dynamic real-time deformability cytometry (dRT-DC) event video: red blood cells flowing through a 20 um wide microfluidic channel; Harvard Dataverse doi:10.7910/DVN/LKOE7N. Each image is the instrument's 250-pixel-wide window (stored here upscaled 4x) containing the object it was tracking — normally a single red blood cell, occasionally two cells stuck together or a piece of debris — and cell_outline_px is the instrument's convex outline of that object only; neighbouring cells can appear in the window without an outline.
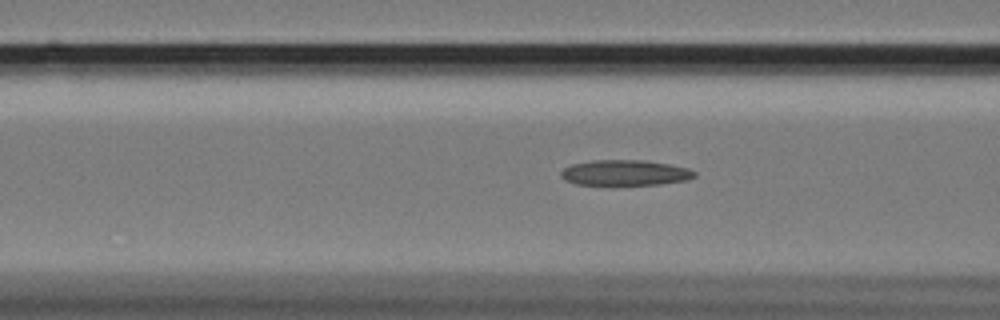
{"species": "Egyptian fruit bat (a non-hibernating species)", "species_latin": "Rousettus aegyptiacus", "temperature_condition": "cold", "stored_images_in_passage": 49, "camera_frame_rate_fps": 3000, "um_per_image_px": 0.085, "animal": {"sex": "female"}, "frame": {"image": 1, "passage_image": 23, "time_ms": 7.333, "image_size_px": [1000, 320], "cell_outline_px": [[696, 176], [688, 180], [660, 184], [612, 188], [608, 188], [576, 184], [564, 180], [560, 176], [560, 172], [564, 168], [572, 164], [592, 160], [644, 160], [668, 164], [688, 168], [696, 172]], "centroid_in_image_um": [53.08, 14.74], "position_along_channel_um": 113.5, "area_um2": 21.04}}
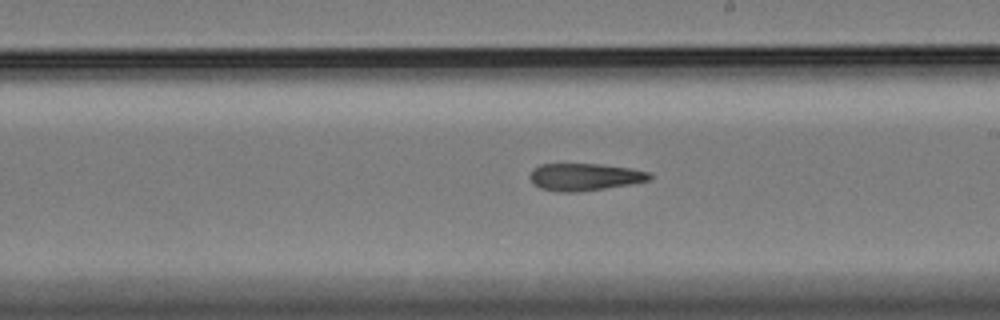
{"frame": {"image": 2, "passage_image": 34, "time_ms": 11.0, "image_size_px": [1000, 320], "cell_outline_px": [[652, 176], [648, 180], [628, 184], [604, 188], [576, 192], [560, 192], [540, 188], [532, 184], [528, 176], [532, 168], [540, 164], [600, 164], [632, 168], [652, 172]], "centroid_in_image_um": [49.65, 15.03], "position_along_channel_um": 239.4, "area_um2": 19.13}}
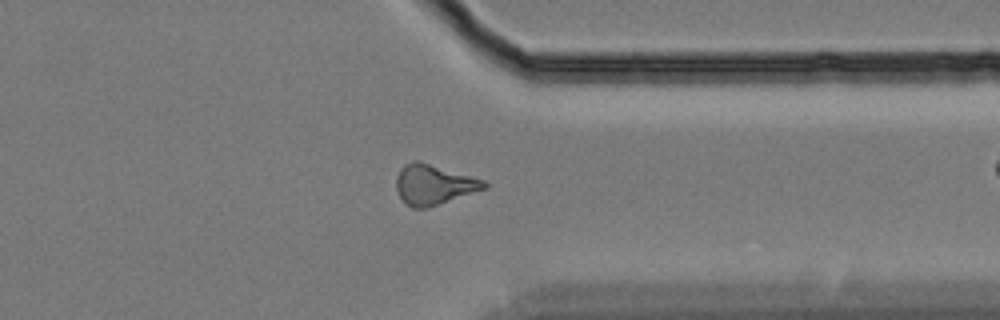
{"frame": {"image": 3, "passage_image": 46, "time_ms": 15.0, "image_size_px": [1000, 320], "cell_outline_px": [[488, 188], [428, 208], [412, 208], [400, 196], [396, 188], [396, 176], [400, 168], [404, 164], [412, 160], [420, 160], [484, 180], [488, 184]], "centroid_in_image_um": [36.87, 15.67], "position_along_channel_um": 374.5, "area_um2": 20.69}}